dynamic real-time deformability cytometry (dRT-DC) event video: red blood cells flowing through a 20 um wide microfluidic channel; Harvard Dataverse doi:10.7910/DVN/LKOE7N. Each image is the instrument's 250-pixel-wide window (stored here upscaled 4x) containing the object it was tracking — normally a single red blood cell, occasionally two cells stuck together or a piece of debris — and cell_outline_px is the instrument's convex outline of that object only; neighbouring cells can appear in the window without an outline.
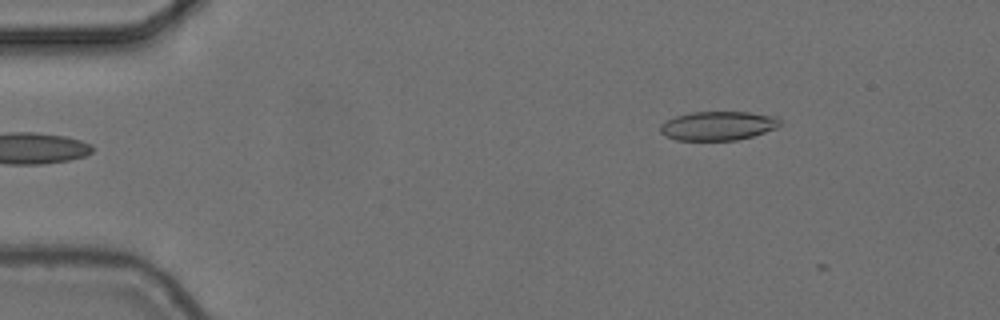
{"species": "common noctule bat (a hibernating species)", "species_latin": "Nyctalus noctula", "temperature_condition": "cold", "stored_images_in_passage": 2, "camera_frame_rate_fps": 3000, "um_per_image_px": 0.085, "animal": {"sex": "female", "body_mass_g": 24.6, "forearm_length_mm": 56.2}, "frame": {"image": 1, "passage_image": 2, "time_ms": 0.333, "image_size_px": [1000, 320], "cell_outline_px": [[780, 124], [776, 128], [752, 136], [736, 140], [676, 140], [664, 136], [660, 132], [660, 124], [676, 116], [692, 112], [748, 112], [776, 116], [780, 120]], "centroid_in_image_um": [61.01, 10.69], "position_along_channel_um": 24.0, "area_um2": 20.17}}